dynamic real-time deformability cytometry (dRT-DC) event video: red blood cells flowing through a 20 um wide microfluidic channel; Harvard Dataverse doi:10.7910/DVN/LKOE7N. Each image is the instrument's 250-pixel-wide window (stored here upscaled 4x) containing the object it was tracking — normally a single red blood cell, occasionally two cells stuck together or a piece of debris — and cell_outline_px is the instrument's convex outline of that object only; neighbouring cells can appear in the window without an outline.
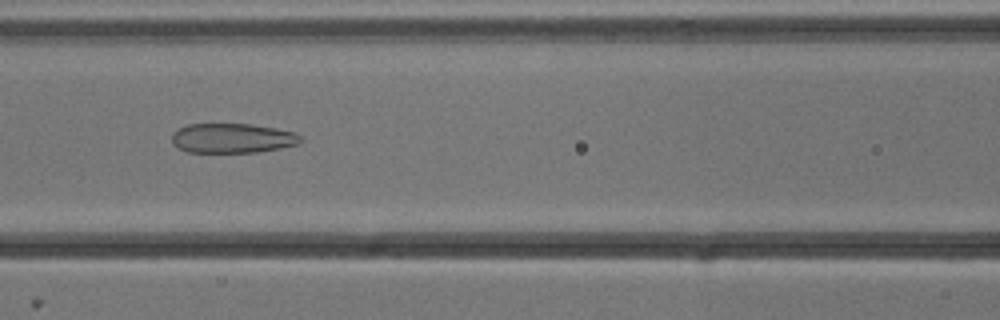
{"species": "common noctule bat (a hibernating species)", "species_latin": "Nyctalus noctula", "temperature_condition": "cold", "stored_images_in_passage": 48, "camera_frame_rate_fps": 3000, "um_per_image_px": 0.085, "animal": {"sex": "male", "body_mass_g": 13.3}, "frame": {"image": 1, "passage_image": 18, "time_ms": 5.667, "image_size_px": [1000, 320], "cell_outline_px": [[300, 140], [296, 144], [280, 148], [256, 152], [188, 152], [172, 144], [172, 132], [176, 128], [188, 124], [252, 124], [276, 128], [296, 132], [300, 136]], "centroid_in_image_um": [19.71, 11.73], "position_along_channel_um": 146.9, "area_um2": 22.25}}
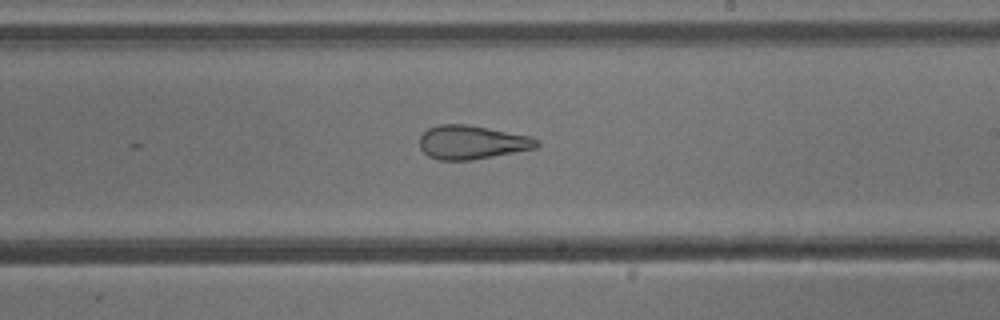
{"frame": {"image": 2, "passage_image": 26, "time_ms": 8.333, "image_size_px": [1000, 320], "cell_outline_px": [[540, 144], [536, 148], [472, 160], [440, 160], [428, 156], [420, 148], [420, 136], [428, 128], [440, 124], [464, 124], [488, 128], [532, 136], [540, 140]], "centroid_in_image_um": [40.13, 12.09], "position_along_channel_um": 248.9, "area_um2": 23.06}}
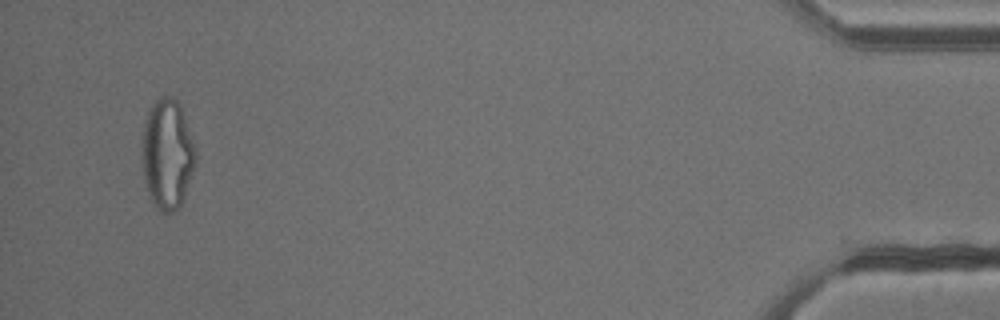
{"frame": {"image": 3, "passage_image": 46, "time_ms": 15.0, "image_size_px": [1000, 320], "cell_outline_px": [[196, 164], [184, 196], [180, 204], [172, 212], [160, 212], [152, 204], [144, 180], [140, 164], [140, 148], [144, 120], [152, 104], [160, 96], [172, 96], [180, 104], [196, 152]], "centroid_in_image_um": [14.17, 13.1], "position_along_channel_um": 421.0, "area_um2": 34.85}, "authors_computed_cell_mechanics": {"area_um2": 29.3335, "velocity_mm_per_s": 3.8307, "shape_relaxation_time_tau1_ms": null, "shape_relaxation_time_tau2_ms": 2.6382, "deformation_change_tau1": null, "deformation_change_tau2": 0.1177}}